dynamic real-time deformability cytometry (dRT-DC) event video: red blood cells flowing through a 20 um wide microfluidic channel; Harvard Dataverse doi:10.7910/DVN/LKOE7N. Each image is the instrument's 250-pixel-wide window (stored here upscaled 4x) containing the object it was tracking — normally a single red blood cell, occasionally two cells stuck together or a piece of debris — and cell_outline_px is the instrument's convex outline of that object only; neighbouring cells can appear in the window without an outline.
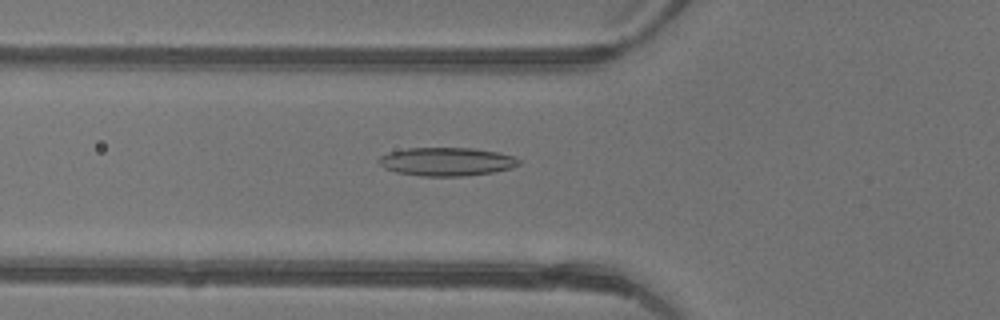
{"species": "common noctule bat (a hibernating species)", "species_latin": "Nyctalus noctula", "temperature_condition": "warm", "stored_images_in_passage": 17, "camera_frame_rate_fps": 3000, "um_per_image_px": 0.085, "animal": {"sex": "female"}, "frame": {"image": 1, "passage_image": 3, "time_ms": 0.667, "image_size_px": [1000, 320], "cell_outline_px": [[520, 164], [512, 168], [492, 172], [464, 176], [420, 176], [396, 172], [384, 168], [380, 164], [380, 156], [388, 152], [408, 148], [472, 148], [496, 152], [512, 156], [520, 160]], "centroid_in_image_um": [37.95, 13.74], "position_along_channel_um": 87.8, "area_um2": 23.06}}
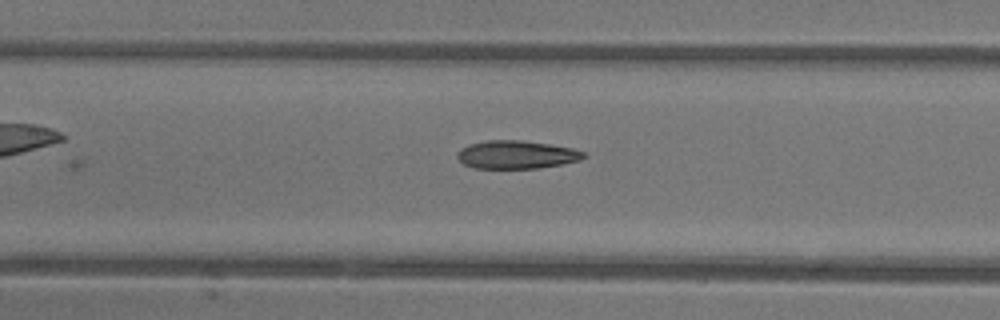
{"frame": {"image": 2, "passage_image": 8, "time_ms": 2.333, "image_size_px": [1000, 320], "cell_outline_px": [[588, 156], [580, 160], [564, 164], [536, 168], [472, 168], [464, 164], [456, 156], [460, 148], [468, 144], [484, 140], [520, 140], [552, 144], [572, 148], [584, 152]], "centroid_in_image_um": [43.9, 13.14], "position_along_channel_um": 163.5, "area_um2": 20.92}}
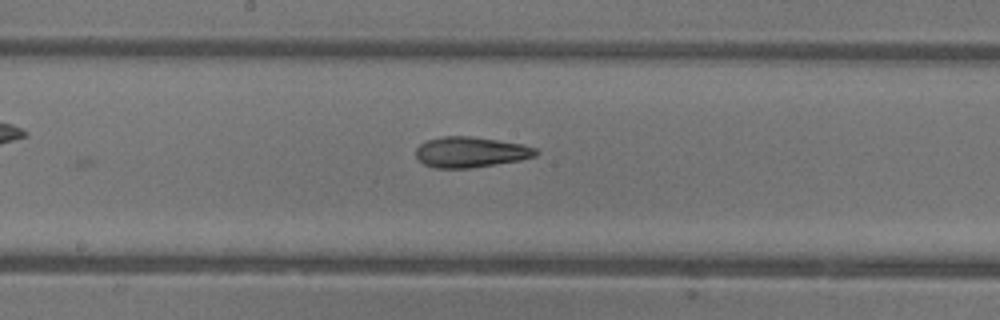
{"frame": {"image": 3, "passage_image": 11, "time_ms": 3.333, "image_size_px": [1000, 320], "cell_outline_px": [[540, 152], [536, 156], [520, 160], [468, 168], [436, 168], [424, 164], [416, 156], [416, 148], [420, 144], [428, 140], [444, 136], [472, 136], [520, 144], [536, 148]], "centroid_in_image_um": [40.0, 12.93], "position_along_channel_um": 208.2, "area_um2": 21.15}}